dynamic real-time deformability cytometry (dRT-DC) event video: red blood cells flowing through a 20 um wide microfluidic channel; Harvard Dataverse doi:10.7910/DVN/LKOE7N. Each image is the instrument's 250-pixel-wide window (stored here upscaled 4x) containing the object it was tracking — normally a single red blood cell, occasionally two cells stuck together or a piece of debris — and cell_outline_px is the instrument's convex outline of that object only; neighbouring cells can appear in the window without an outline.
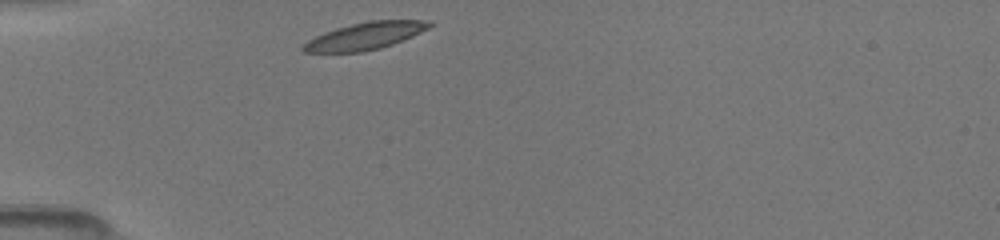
{"species": "common noctule bat (a hibernating species)", "species_latin": "Nyctalus noctula", "temperature_condition": "room temperature", "stored_images_in_passage": 24, "camera_frame_rate_fps": 3000, "um_per_image_px": 0.085, "animal": {"sex": "female", "body_mass_g": 19.5, "forearm_length_mm": 54.1}, "frame": {"image": 1, "passage_image": 1, "time_ms": 0.0, "image_size_px": [1000, 240], "cell_outline_px": [[432, 24], [428, 28], [412, 36], [392, 44], [380, 48], [360, 52], [300, 52], [300, 48], [308, 40], [324, 32], [336, 28], [368, 20], [432, 20]], "centroid_in_image_um": [31.02, 3.05], "position_along_channel_um": 54.0, "area_um2": 19.88}}
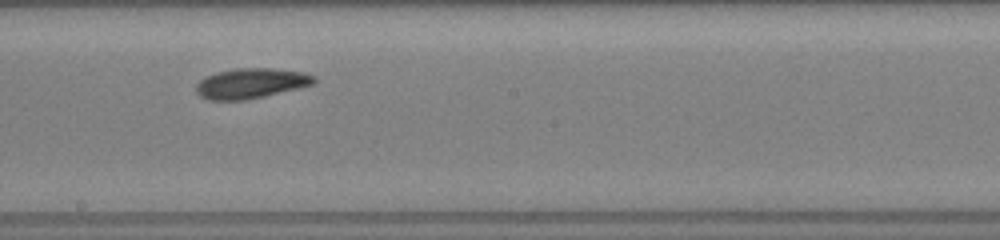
{"frame": {"image": 2, "passage_image": 10, "time_ms": 4.667, "image_size_px": [1000, 240], "cell_outline_px": [[316, 80], [312, 84], [264, 96], [244, 100], [208, 100], [200, 96], [196, 92], [196, 84], [200, 80], [216, 72], [236, 68], [272, 68], [304, 72], [316, 76]], "centroid_in_image_um": [21.31, 7.08], "position_along_channel_um": 226.9, "area_um2": 20.58}}
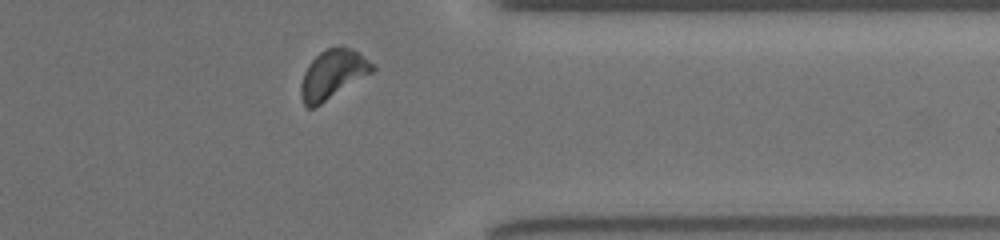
{"frame": {"image": 3, "passage_image": 21, "time_ms": 8.667, "image_size_px": [1000, 240], "cell_outline_px": [[376, 68], [372, 72], [320, 104], [312, 108], [308, 108], [304, 104], [300, 92], [300, 84], [304, 72], [308, 64], [320, 52], [328, 48], [340, 44], [344, 44], [352, 48], [376, 64]], "centroid_in_image_um": [28.3, 6.26], "position_along_channel_um": 383.1, "area_um2": 20.46}}